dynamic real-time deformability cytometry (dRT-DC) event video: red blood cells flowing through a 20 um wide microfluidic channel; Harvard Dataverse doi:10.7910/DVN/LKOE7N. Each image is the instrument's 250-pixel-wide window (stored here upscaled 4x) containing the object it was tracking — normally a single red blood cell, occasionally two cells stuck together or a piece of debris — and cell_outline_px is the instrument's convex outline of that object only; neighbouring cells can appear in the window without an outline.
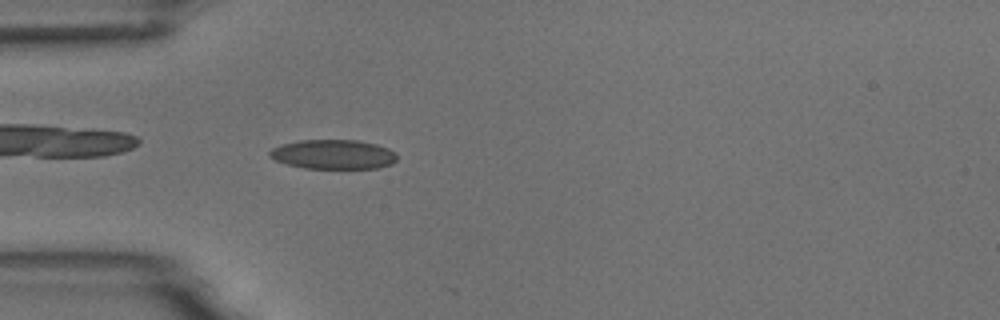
{"species": "common noctule bat (a hibernating species)", "species_latin": "Nyctalus noctula", "temperature_condition": "room temperature", "stored_images_in_passage": 4, "camera_frame_rate_fps": 3000, "um_per_image_px": 0.085, "animal": {"sex": "male", "body_mass_g": 18.8}, "frame": {"image": 1, "passage_image": 4, "time_ms": 3.333, "image_size_px": [1000, 320], "cell_outline_px": [[396, 160], [392, 164], [376, 168], [304, 168], [288, 164], [276, 160], [268, 156], [268, 152], [272, 148], [284, 144], [300, 140], [356, 140], [376, 144], [388, 148], [396, 152]], "centroid_in_image_um": [28.34, 13.12], "position_along_channel_um": 56.7, "area_um2": 21.73}}